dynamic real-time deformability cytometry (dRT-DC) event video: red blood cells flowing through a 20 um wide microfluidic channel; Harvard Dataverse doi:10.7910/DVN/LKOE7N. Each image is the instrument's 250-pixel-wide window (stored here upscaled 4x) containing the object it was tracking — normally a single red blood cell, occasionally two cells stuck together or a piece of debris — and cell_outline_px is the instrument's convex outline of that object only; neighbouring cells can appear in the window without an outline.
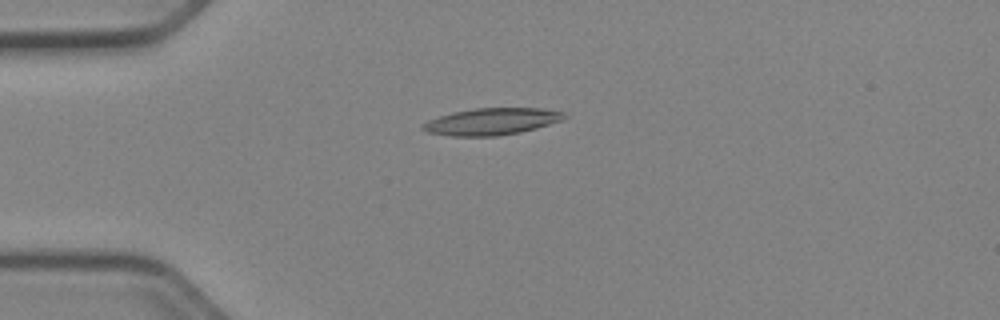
{"species": "Egyptian fruit bat (a non-hibernating species)", "species_latin": "Rousettus aegyptiacus", "temperature_condition": "cold", "stored_images_in_passage": 51, "camera_frame_rate_fps": 3000, "um_per_image_px": 0.085, "animal": {"sex": "female"}, "frame": {"image": 1, "passage_image": 13, "time_ms": 4.0, "image_size_px": [1000, 320], "cell_outline_px": [[568, 116], [564, 120], [536, 128], [520, 132], [496, 136], [452, 136], [428, 132], [420, 128], [420, 124], [428, 120], [452, 112], [472, 108], [540, 108], [564, 112]], "centroid_in_image_um": [41.79, 10.32], "position_along_channel_um": 43.2, "area_um2": 22.25}}
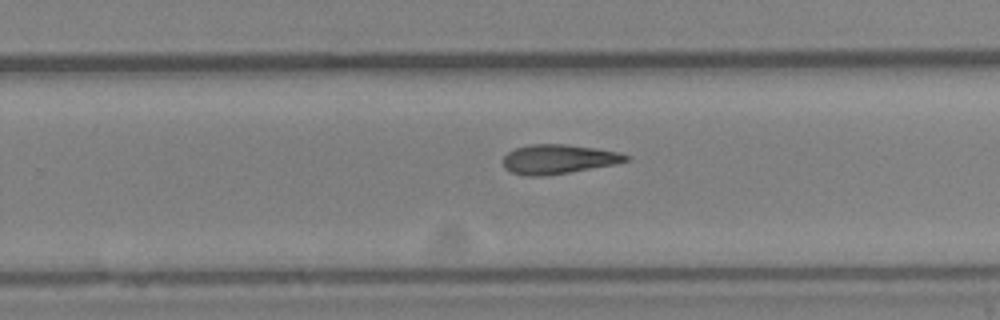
{"frame": {"image": 2, "passage_image": 33, "time_ms": 10.667, "image_size_px": [1000, 320], "cell_outline_px": [[628, 160], [616, 164], [544, 176], [524, 176], [512, 172], [504, 168], [504, 156], [508, 152], [516, 148], [532, 144], [564, 144], [596, 148], [620, 152], [628, 156]], "centroid_in_image_um": [47.45, 13.53], "position_along_channel_um": 282.3, "area_um2": 20.87}}
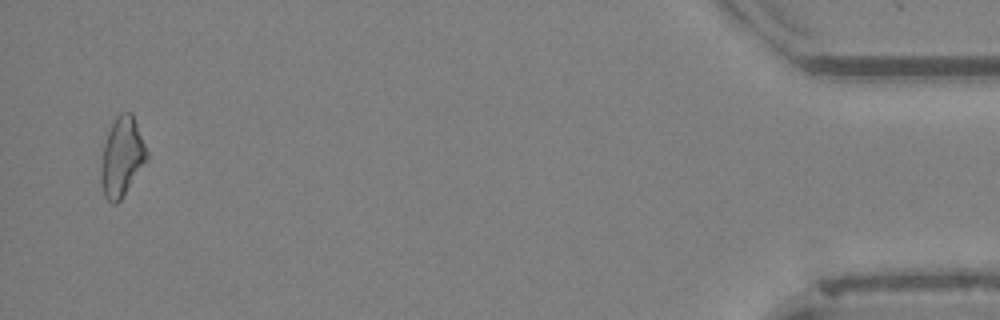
{"frame": {"image": 3, "passage_image": 50, "time_ms": 16.333, "image_size_px": [1000, 320], "cell_outline_px": [[148, 156], [120, 200], [116, 204], [112, 204], [104, 196], [100, 184], [100, 168], [104, 144], [108, 132], [116, 116], [120, 112], [132, 112], [148, 152]], "centroid_in_image_um": [10.33, 13.32], "position_along_channel_um": 424.9, "area_um2": 20.87}}